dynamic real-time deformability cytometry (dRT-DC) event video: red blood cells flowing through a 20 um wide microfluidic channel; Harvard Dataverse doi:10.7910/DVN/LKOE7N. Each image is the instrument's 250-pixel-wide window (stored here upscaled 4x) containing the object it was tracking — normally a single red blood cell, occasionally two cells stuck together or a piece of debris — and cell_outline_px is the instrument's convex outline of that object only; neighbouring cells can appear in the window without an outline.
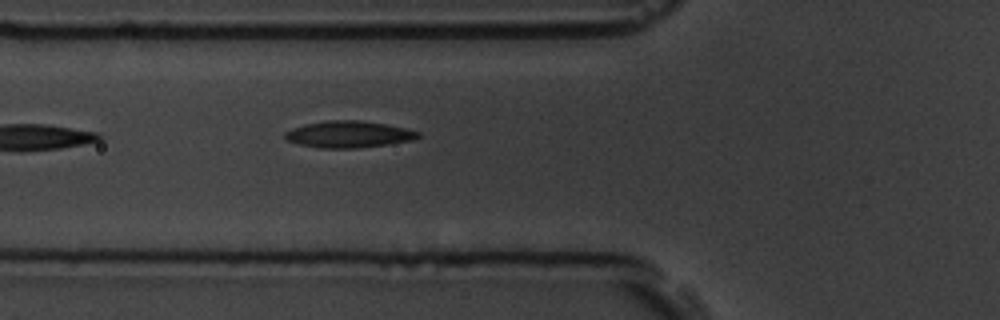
{"species": "common noctule bat (a hibernating species)", "species_latin": "Nyctalus noctula", "temperature_condition": "room temperature", "stored_images_in_passage": 6, "camera_frame_rate_fps": 3000, "um_per_image_px": 0.085, "animal": {"sex": "male", "body_mass_g": 19.5, "forearm_length_mm": 54.6}, "frame": {"image": 1, "passage_image": 6, "time_ms": 5.667, "image_size_px": [1000, 320], "cell_outline_px": [[420, 136], [412, 140], [388, 144], [360, 148], [320, 148], [300, 144], [288, 140], [284, 136], [284, 132], [292, 128], [304, 124], [328, 120], [360, 120], [384, 124], [404, 128], [420, 132]], "centroid_in_image_um": [29.62, 11.41], "position_along_channel_um": 96.2, "area_um2": 20.58}}